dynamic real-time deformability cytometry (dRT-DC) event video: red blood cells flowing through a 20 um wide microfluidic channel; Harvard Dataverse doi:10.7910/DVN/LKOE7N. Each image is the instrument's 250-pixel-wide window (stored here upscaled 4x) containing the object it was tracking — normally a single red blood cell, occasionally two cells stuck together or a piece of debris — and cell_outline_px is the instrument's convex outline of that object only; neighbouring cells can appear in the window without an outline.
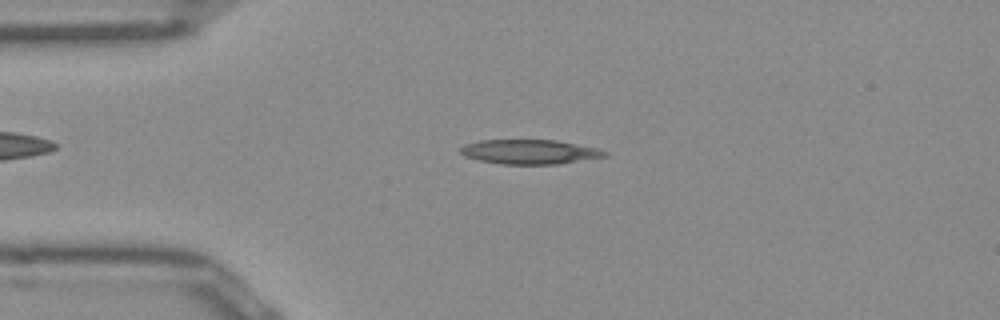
{"species": "Egyptian fruit bat (a non-hibernating species)", "species_latin": "Rousettus aegyptiacus", "temperature_condition": "room temperature", "stored_images_in_passage": 45, "camera_frame_rate_fps": 3000, "um_per_image_px": 0.085, "frame": {"image": 1, "passage_image": 6, "time_ms": 1.667, "image_size_px": [1000, 320], "cell_outline_px": [[608, 156], [556, 164], [500, 164], [476, 160], [464, 156], [460, 152], [460, 148], [464, 144], [480, 140], [556, 140], [600, 148], [608, 152]], "centroid_in_image_um": [45.01, 12.9], "position_along_channel_um": 40.0, "area_um2": 20.75}}
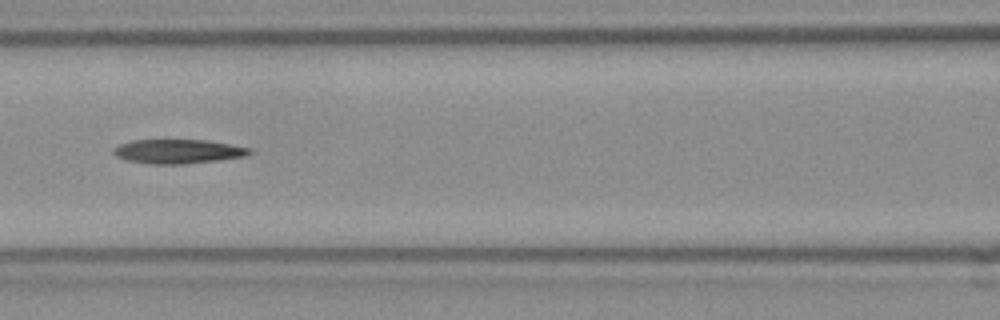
{"frame": {"image": 2, "passage_image": 16, "time_ms": 5.0, "image_size_px": [1000, 320], "cell_outline_px": [[256, 152], [244, 156], [220, 160], [184, 164], [148, 164], [128, 160], [116, 156], [112, 152], [120, 144], [132, 140], [208, 140], [252, 148]], "centroid_in_image_um": [15.2, 12.87], "position_along_channel_um": 151.4, "area_um2": 19.25}}
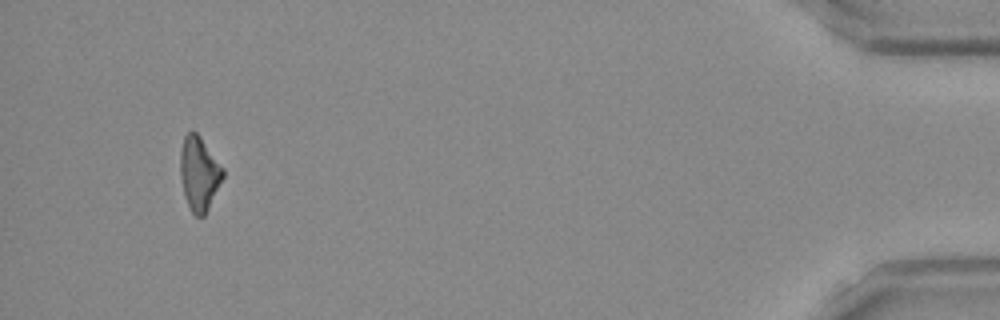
{"frame": {"image": 3, "passage_image": 42, "time_ms": 13.667, "image_size_px": [1000, 320], "cell_outline_px": [[224, 176], [204, 216], [196, 216], [192, 212], [184, 196], [180, 176], [180, 152], [184, 136], [192, 128], [200, 136], [224, 168]], "centroid_in_image_um": [16.92, 14.71], "position_along_channel_um": 418.3, "area_um2": 18.38}}